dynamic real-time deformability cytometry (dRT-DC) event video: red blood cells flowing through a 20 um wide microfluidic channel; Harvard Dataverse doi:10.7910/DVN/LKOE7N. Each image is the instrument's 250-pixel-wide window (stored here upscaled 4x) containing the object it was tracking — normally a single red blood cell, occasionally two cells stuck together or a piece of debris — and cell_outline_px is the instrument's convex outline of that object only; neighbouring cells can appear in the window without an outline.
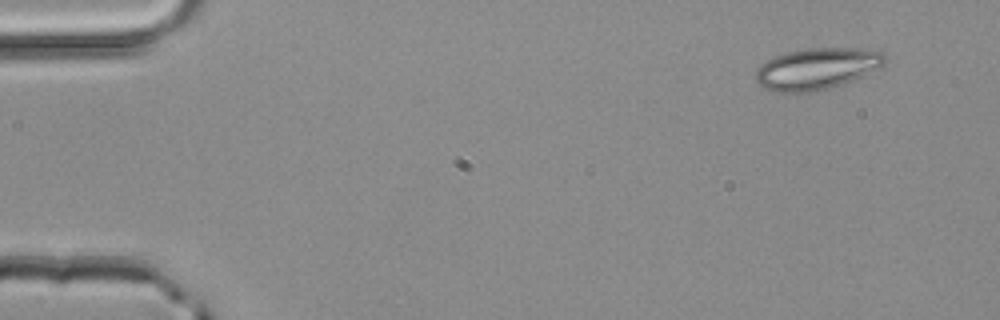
{"species": "common noctule bat (a hibernating species)", "species_latin": "Nyctalus noctula", "temperature_condition": "room temperature", "stored_images_in_passage": 4, "camera_frame_rate_fps": 3000, "um_per_image_px": 0.085, "animal": {"sex": "male", "body_mass_g": 20.4}, "frame": {"image": 1, "passage_image": 1, "time_ms": 0.0, "image_size_px": [1000, 320], "cell_outline_px": [[888, 60], [880, 68], [852, 80], [828, 88], [812, 92], [776, 92], [764, 88], [756, 84], [752, 72], [760, 64], [776, 56], [788, 52], [808, 48], [860, 48], [884, 52], [888, 56]], "centroid_in_image_um": [69.41, 5.84], "position_along_channel_um": 15.6, "area_um2": 31.56}}